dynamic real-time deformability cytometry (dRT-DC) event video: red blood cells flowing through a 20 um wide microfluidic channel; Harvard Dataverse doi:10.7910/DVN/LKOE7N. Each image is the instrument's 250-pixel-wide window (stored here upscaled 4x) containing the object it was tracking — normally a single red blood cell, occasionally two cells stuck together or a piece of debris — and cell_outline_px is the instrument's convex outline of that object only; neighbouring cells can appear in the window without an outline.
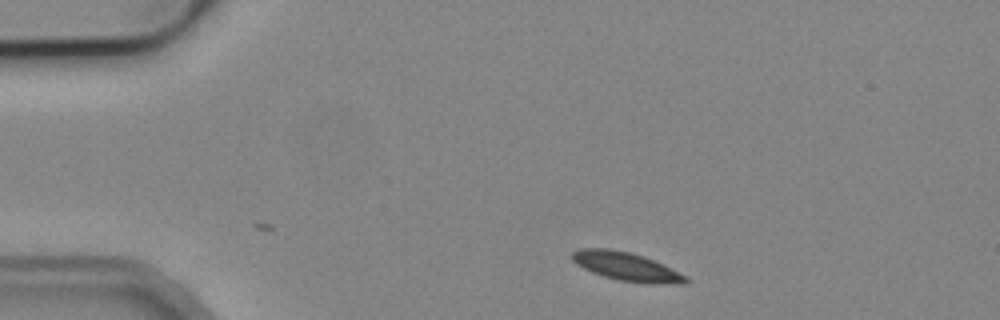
{"species": "common noctule bat (a hibernating species)", "species_latin": "Nyctalus noctula", "temperature_condition": "cold", "stored_images_in_passage": 3, "camera_frame_rate_fps": 3000, "um_per_image_px": 0.085, "animal": {"sex": "male", "body_mass_g": 19.2, "forearm_length_mm": 51.8}, "frame": {"image": 1, "passage_image": 1, "time_ms": 0.0, "image_size_px": [1000, 320], "cell_outline_px": [[688, 280], [684, 284], [648, 284], [620, 280], [604, 276], [592, 272], [576, 264], [572, 260], [572, 252], [580, 248], [608, 248], [628, 252], [644, 256], [664, 264], [684, 276]], "centroid_in_image_um": [53.23, 22.65], "position_along_channel_um": 31.8, "area_um2": 18.79}}